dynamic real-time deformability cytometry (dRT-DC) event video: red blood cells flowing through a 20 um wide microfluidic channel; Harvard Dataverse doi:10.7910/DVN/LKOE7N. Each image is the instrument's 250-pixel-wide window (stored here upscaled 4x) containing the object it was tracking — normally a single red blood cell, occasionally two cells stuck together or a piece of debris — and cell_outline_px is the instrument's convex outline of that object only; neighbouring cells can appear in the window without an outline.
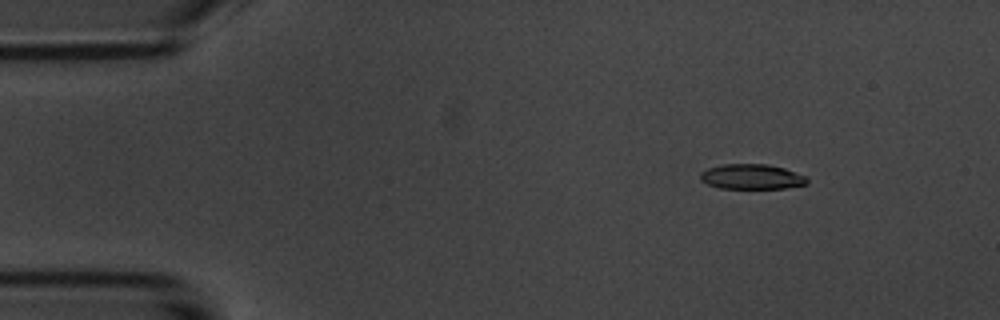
{"species": "common noctule bat (a hibernating species)", "species_latin": "Nyctalus noctula", "temperature_condition": "room temperature", "stored_images_in_passage": 4, "camera_frame_rate_fps": 3000, "um_per_image_px": 0.085, "animal": {"sex": "male", "body_mass_g": 20.1, "forearm_length_mm": 53.5}, "frame": {"image": 1, "passage_image": 2, "time_ms": 1.0, "image_size_px": [1000, 320], "cell_outline_px": [[808, 184], [784, 188], [720, 188], [708, 184], [700, 180], [700, 172], [708, 168], [724, 164], [768, 164], [784, 168], [808, 176]], "centroid_in_image_um": [63.92, 15.01], "position_along_channel_um": 21.1, "area_um2": 15.66}}